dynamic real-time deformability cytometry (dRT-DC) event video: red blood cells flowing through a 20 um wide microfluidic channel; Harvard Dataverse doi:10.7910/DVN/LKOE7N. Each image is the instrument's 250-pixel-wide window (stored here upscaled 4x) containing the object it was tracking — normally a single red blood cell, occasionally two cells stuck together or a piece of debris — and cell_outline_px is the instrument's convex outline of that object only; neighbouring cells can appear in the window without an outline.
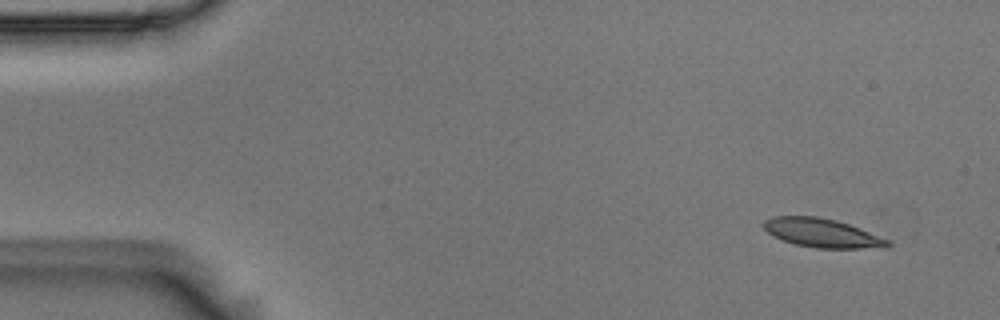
{"species": "Egyptian fruit bat (a non-hibernating species)", "species_latin": "Rousettus aegyptiacus", "temperature_condition": "room temperature", "stored_images_in_passage": 4, "camera_frame_rate_fps": 3000, "um_per_image_px": 0.085, "animal": {"sex": "male"}, "frame": {"image": 1, "passage_image": 1, "time_ms": 0.0, "image_size_px": [1000, 320], "cell_outline_px": [[892, 244], [884, 248], [816, 248], [792, 244], [772, 236], [764, 228], [764, 220], [772, 216], [816, 216], [836, 220], [860, 228], [888, 240]], "centroid_in_image_um": [69.85, 19.81], "position_along_channel_um": 15.1, "area_um2": 20.87}}
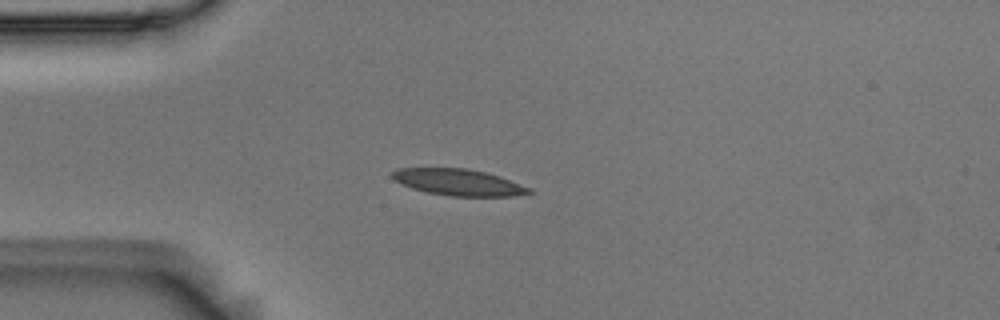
{"frame": {"image": 2, "passage_image": 4, "time_ms": 1.0, "image_size_px": [1000, 320], "cell_outline_px": [[536, 192], [516, 196], [448, 196], [424, 192], [400, 184], [392, 180], [392, 172], [396, 168], [468, 168], [500, 176], [532, 188]], "centroid_in_image_um": [38.98, 15.5], "position_along_channel_um": 46.0, "area_um2": 21.44}}